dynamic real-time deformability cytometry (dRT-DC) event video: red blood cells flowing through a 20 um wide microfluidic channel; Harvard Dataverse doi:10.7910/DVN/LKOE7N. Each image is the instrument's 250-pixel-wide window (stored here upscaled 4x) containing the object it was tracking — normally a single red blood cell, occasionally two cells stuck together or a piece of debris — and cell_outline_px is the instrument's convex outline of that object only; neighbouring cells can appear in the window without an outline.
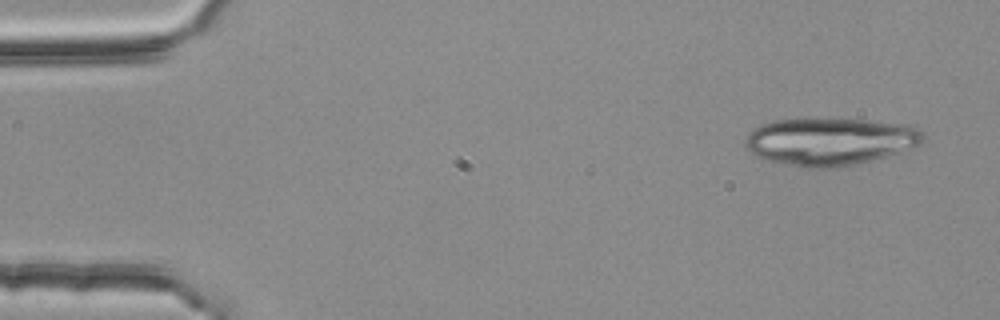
{"species": "common noctule bat (a hibernating species)", "species_latin": "Nyctalus noctula", "temperature_condition": "room temperature", "stored_images_in_passage": 4, "camera_frame_rate_fps": 3000, "um_per_image_px": 0.085, "animal": {"sex": "female", "body_mass_g": 25.1}, "frame": {"image": 1, "passage_image": 1, "time_ms": 0.0, "image_size_px": [1000, 320], "cell_outline_px": [[924, 140], [920, 144], [900, 152], [836, 168], [808, 168], [768, 160], [756, 156], [748, 152], [744, 144], [744, 140], [748, 132], [760, 124], [776, 120], [804, 116], [812, 116], [868, 120], [912, 124], [924, 132]], "centroid_in_image_um": [70.51, 11.97], "position_along_channel_um": 14.5, "area_um2": 50.4}}